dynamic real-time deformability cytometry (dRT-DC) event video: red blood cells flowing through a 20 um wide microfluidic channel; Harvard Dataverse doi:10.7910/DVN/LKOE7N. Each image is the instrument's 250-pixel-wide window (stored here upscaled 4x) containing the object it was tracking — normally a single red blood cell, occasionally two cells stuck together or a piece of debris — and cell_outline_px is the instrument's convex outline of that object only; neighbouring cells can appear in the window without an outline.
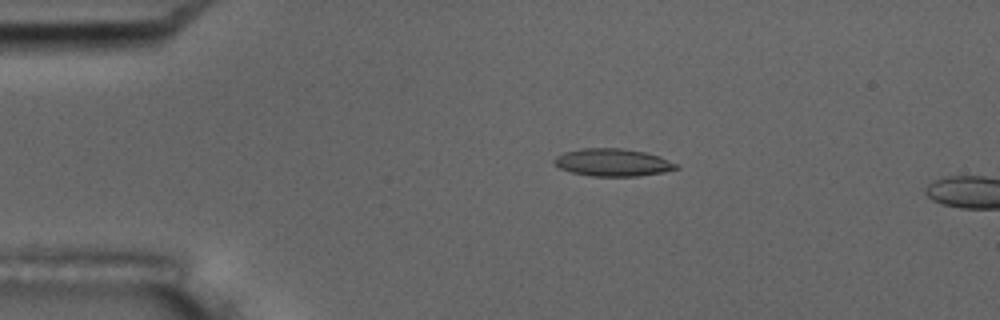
{"species": "common noctule bat (a hibernating species)", "species_latin": "Nyctalus noctula", "temperature_condition": "room temperature", "stored_images_in_passage": 5, "camera_frame_rate_fps": 3000, "um_per_image_px": 0.085, "animal": {"sex": "male", "body_mass_g": 17.5, "forearm_length_mm": 52.3}, "frame": {"image": 1, "passage_image": 4, "time_ms": 3.333, "image_size_px": [1000, 320], "cell_outline_px": [[680, 168], [664, 172], [640, 176], [592, 176], [572, 172], [560, 168], [552, 160], [556, 156], [564, 152], [580, 148], [620, 148], [644, 152], [660, 156], [680, 164]], "centroid_in_image_um": [52.13, 13.8], "position_along_channel_um": 32.9, "area_um2": 19.71}}